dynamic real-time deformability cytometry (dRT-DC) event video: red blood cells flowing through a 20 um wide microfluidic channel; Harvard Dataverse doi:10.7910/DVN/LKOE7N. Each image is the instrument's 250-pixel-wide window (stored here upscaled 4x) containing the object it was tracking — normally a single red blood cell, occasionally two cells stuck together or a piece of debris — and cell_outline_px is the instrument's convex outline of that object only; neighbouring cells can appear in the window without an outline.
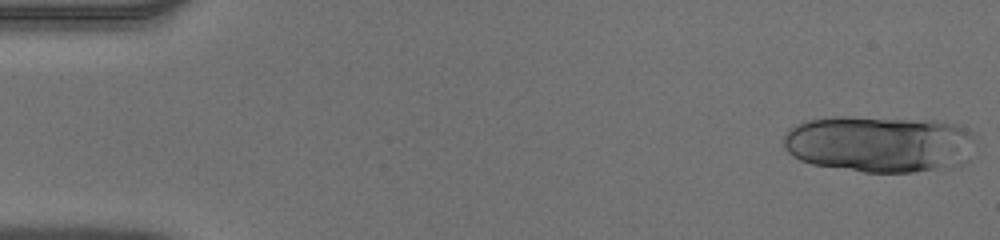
{"species": "human", "species_latin": "Homo sapiens", "temperature_condition": "warm", "stored_images_in_passage": 37, "camera_frame_rate_fps": 3000, "um_per_image_px": 0.085, "donor": {"sex": "male"}, "frame": {"image": 1, "passage_image": 1, "time_ms": 0.0, "image_size_px": [1000, 240], "cell_outline_px": [[972, 136], [940, 164], [932, 168], [912, 172], [864, 172], [812, 164], [800, 160], [792, 156], [784, 148], [784, 136], [788, 128], [796, 124], [808, 120], [824, 116], [848, 116], [936, 120], [956, 124], [968, 132]], "centroid_in_image_um": [74.31, 12.15], "position_along_channel_um": 10.7, "area_um2": 60.52}}
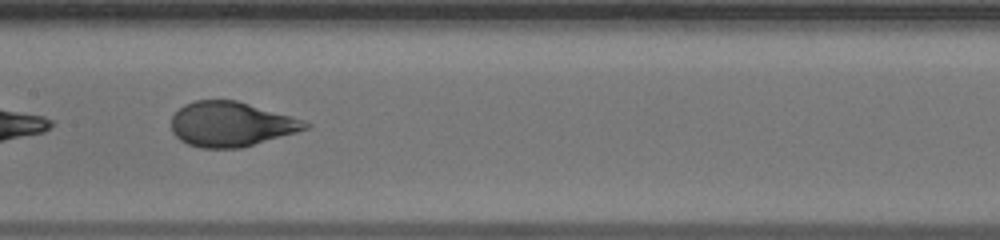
{"frame": {"image": 2, "passage_image": 26, "time_ms": 8.333, "image_size_px": [1000, 240], "cell_outline_px": [[312, 124], [308, 128], [296, 132], [240, 148], [200, 148], [188, 144], [180, 140], [172, 132], [172, 116], [184, 104], [196, 100], [236, 100], [292, 116], [304, 120]], "centroid_in_image_um": [19.63, 10.55], "position_along_channel_um": 187.8, "area_um2": 34.8}}
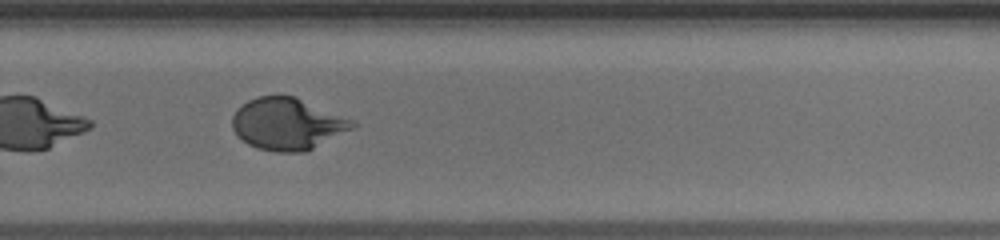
{"frame": {"image": 3, "passage_image": 35, "time_ms": 11.333, "image_size_px": [1000, 240], "cell_outline_px": [[356, 128], [304, 152], [276, 152], [256, 148], [248, 144], [236, 136], [232, 128], [232, 116], [236, 108], [248, 100], [256, 96], [292, 96], [356, 120]], "centroid_in_image_um": [24.42, 10.54], "position_along_channel_um": 305.4, "area_um2": 36.59}}